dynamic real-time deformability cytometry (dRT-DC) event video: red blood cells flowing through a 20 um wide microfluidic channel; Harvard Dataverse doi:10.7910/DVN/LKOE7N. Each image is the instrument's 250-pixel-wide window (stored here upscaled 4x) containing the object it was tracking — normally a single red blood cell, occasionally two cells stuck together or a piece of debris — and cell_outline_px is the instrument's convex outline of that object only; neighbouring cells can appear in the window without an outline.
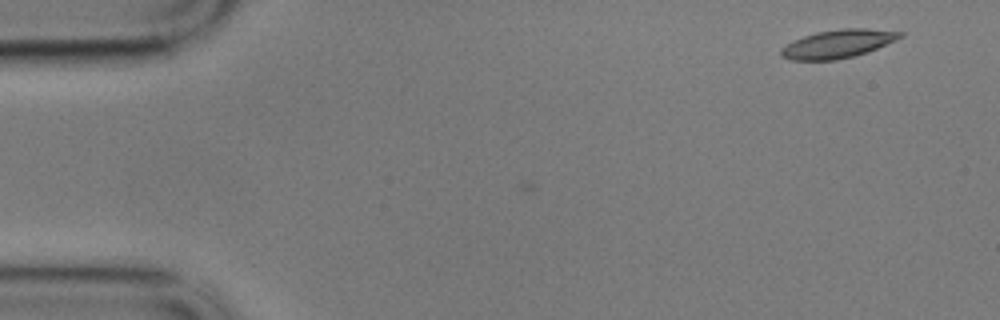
{"species": "common noctule bat (a hibernating species)", "species_latin": "Nyctalus noctula", "temperature_condition": "cold", "stored_images_in_passage": 4, "camera_frame_rate_fps": 3000, "um_per_image_px": 0.085, "animal": {"sex": "male", "body_mass_g": 17.9}, "frame": {"image": 1, "passage_image": 4, "time_ms": 1.0, "image_size_px": [1000, 320], "cell_outline_px": [[904, 36], [896, 40], [868, 52], [836, 60], [792, 60], [780, 56], [780, 48], [792, 40], [816, 32], [840, 28], [864, 28], [904, 32]], "centroid_in_image_um": [71.2, 3.72], "position_along_channel_um": 13.8, "area_um2": 19.77}}